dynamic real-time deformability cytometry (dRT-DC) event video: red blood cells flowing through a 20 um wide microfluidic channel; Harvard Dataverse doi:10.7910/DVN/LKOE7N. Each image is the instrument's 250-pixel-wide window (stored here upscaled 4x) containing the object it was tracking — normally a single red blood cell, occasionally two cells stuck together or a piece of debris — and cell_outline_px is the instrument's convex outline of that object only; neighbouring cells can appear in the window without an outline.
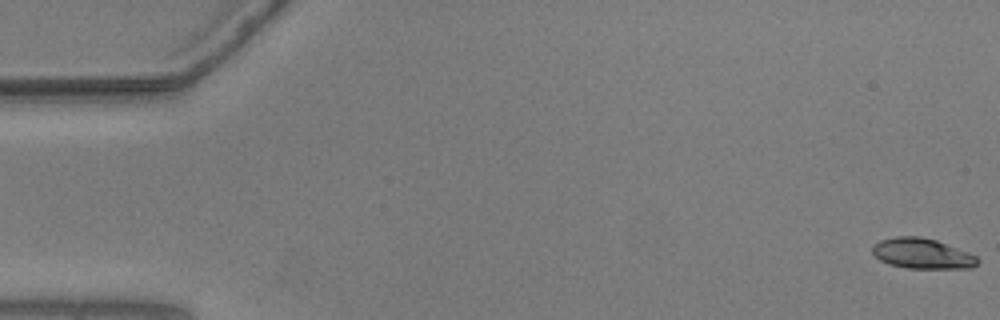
{"species": "common noctule bat (a hibernating species)", "species_latin": "Nyctalus noctula", "temperature_condition": "warm", "stored_images_in_passage": 56, "camera_frame_rate_fps": 3000, "um_per_image_px": 0.085, "animal": {"sex": "male", "body_mass_g": 20.5, "forearm_length_mm": 52.5}, "frame": {"image": 1, "passage_image": 1, "time_ms": 0.0, "image_size_px": [1000, 320], "cell_outline_px": [[980, 260], [972, 268], [904, 268], [888, 264], [880, 260], [872, 252], [872, 248], [880, 240], [896, 236], [920, 236], [936, 240], [968, 252], [976, 256]], "centroid_in_image_um": [78.38, 21.55], "position_along_channel_um": 6.6, "area_um2": 18.55}}
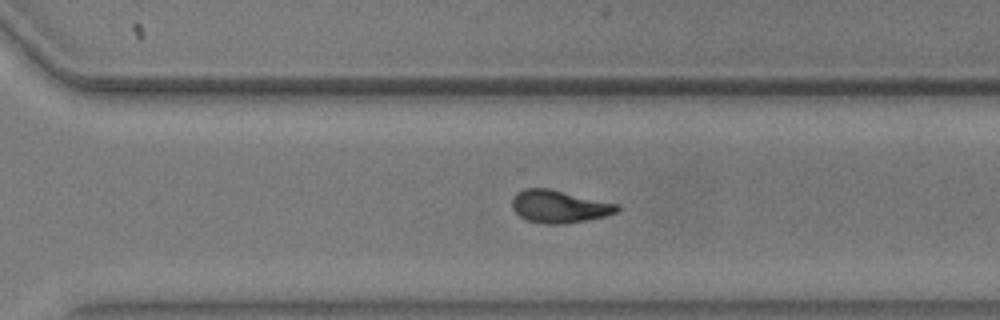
{"frame": {"image": 2, "passage_image": 39, "time_ms": 12.667, "image_size_px": [1000, 320], "cell_outline_px": [[620, 208], [616, 212], [604, 216], [584, 220], [560, 224], [548, 224], [528, 220], [520, 216], [512, 208], [512, 200], [516, 192], [524, 188], [548, 188], [620, 204]], "centroid_in_image_um": [47.52, 17.53], "position_along_channel_um": 323.1, "area_um2": 19.77}}
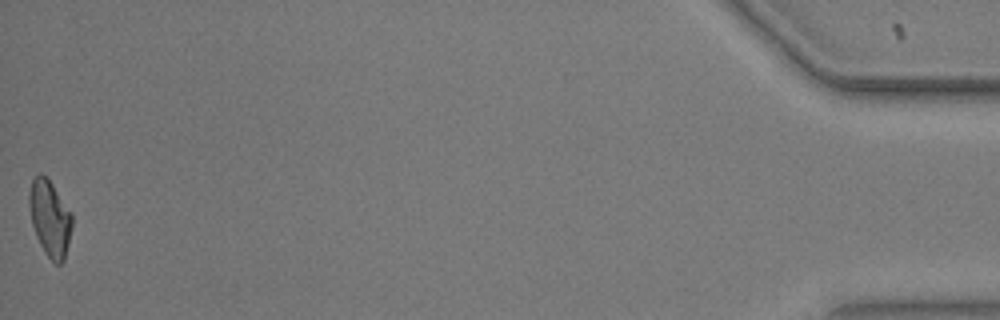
{"frame": {"image": 3, "passage_image": 56, "time_ms": 18.333, "image_size_px": [1000, 320], "cell_outline_px": [[72, 228], [64, 260], [60, 264], [56, 264], [44, 252], [36, 236], [32, 224], [28, 204], [28, 192], [32, 180], [40, 172], [52, 184], [72, 212]], "centroid_in_image_um": [4.23, 18.55], "position_along_channel_um": 431.0, "area_um2": 19.02}, "authors_computed_cell_mechanics": {"area_um2": 19.5364, "velocity_mm_per_s": 3.6543, "shape_relaxation_time_tau1_ms": null, "shape_relaxation_time_tau2_ms": 2.677, "deformation_change_tau1": null, "deformation_change_tau2": 0.0924}}